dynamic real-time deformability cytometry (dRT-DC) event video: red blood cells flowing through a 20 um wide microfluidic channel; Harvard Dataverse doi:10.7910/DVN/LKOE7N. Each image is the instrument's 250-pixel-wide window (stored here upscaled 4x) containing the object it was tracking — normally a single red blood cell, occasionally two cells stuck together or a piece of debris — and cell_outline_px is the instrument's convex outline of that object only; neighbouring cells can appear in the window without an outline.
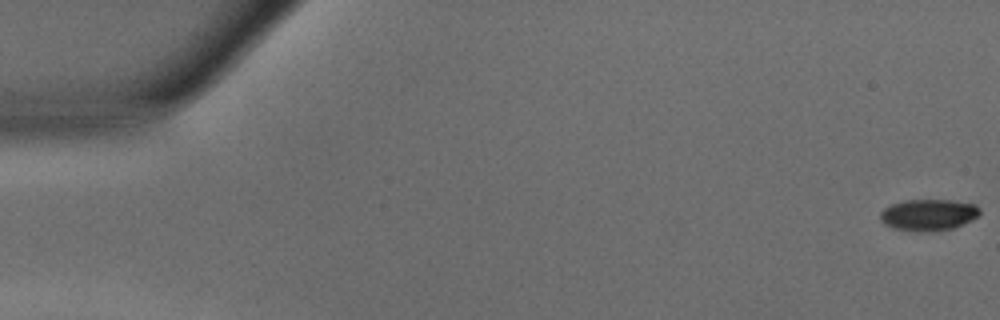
{"species": "common noctule bat (a hibernating species)", "species_latin": "Nyctalus noctula", "temperature_condition": "warm", "stored_images_in_passage": 45, "camera_frame_rate_fps": 3000, "um_per_image_px": 0.085, "animal": {"sex": "male", "body_mass_g": 15.6}, "frame": {"image": 1, "passage_image": 1, "time_ms": 0.0, "image_size_px": [1000, 320], "cell_outline_px": [[980, 212], [972, 220], [952, 228], [928, 232], [920, 232], [892, 228], [884, 224], [880, 220], [880, 212], [884, 208], [892, 204], [904, 200], [952, 200], [976, 204], [980, 208]], "centroid_in_image_um": [78.9, 18.26], "position_along_channel_um": 6.1, "area_um2": 18.32}}
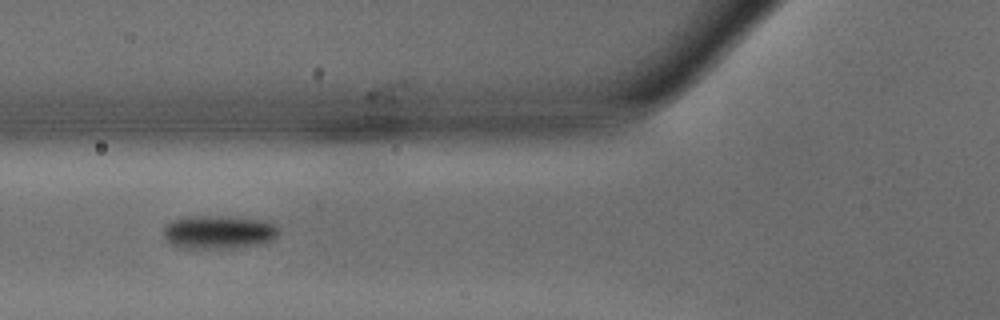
{"frame": {"image": 2, "passage_image": 19, "time_ms": 6.0, "image_size_px": [1000, 320], "cell_outline_px": [[280, 232], [272, 240], [260, 244], [232, 248], [180, 248], [172, 244], [164, 236], [164, 228], [172, 220], [188, 216], [220, 216], [264, 220], [276, 224], [280, 228]], "centroid_in_image_um": [18.62, 19.73], "position_along_channel_um": 107.2, "area_um2": 22.48}}
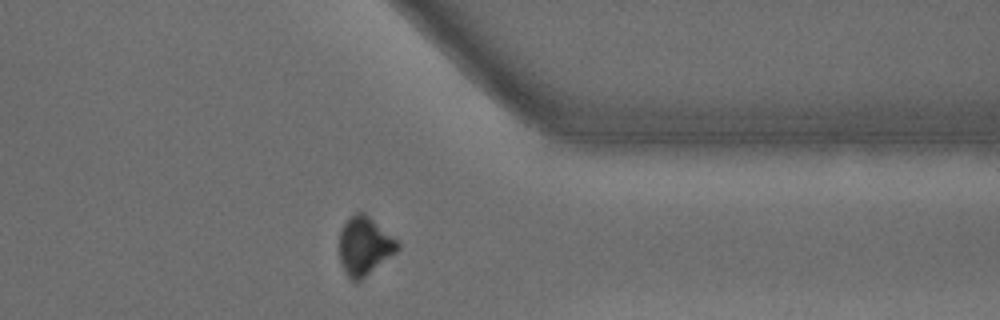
{"frame": {"image": 3, "passage_image": 39, "time_ms": 12.667, "image_size_px": [1000, 320], "cell_outline_px": [[400, 248], [396, 252], [360, 280], [352, 280], [344, 272], [340, 264], [340, 232], [344, 224], [356, 212], [364, 212], [396, 240], [400, 244]], "centroid_in_image_um": [30.97, 20.91], "position_along_channel_um": 380.4, "area_um2": 19.31}}